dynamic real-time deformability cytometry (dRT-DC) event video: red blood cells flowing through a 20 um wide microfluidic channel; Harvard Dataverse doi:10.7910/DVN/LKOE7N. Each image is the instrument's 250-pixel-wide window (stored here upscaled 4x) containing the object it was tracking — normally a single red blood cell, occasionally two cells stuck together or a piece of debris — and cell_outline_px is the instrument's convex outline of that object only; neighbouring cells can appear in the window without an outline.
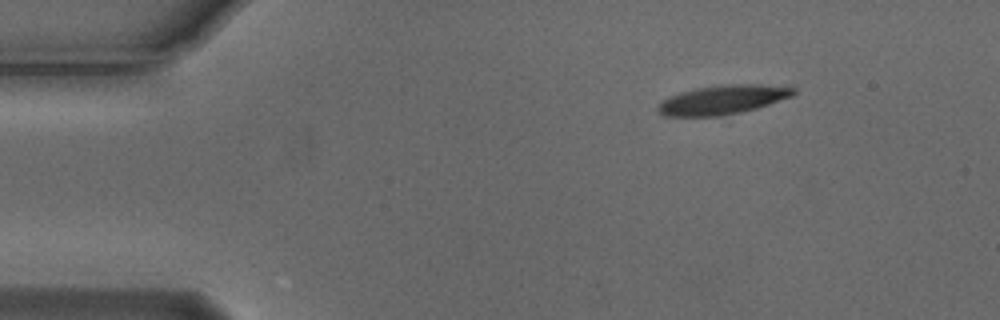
{"species": "Egyptian fruit bat (a non-hibernating species)", "species_latin": "Rousettus aegyptiacus", "temperature_condition": "cold", "stored_images_in_passage": 3, "camera_frame_rate_fps": 3000, "um_per_image_px": 0.085, "animal": {"sex": "male"}, "frame": {"image": 1, "passage_image": 3, "time_ms": 0.667, "image_size_px": [1000, 320], "cell_outline_px": [[796, 92], [792, 96], [756, 108], [740, 112], [720, 116], [664, 116], [656, 108], [660, 100], [680, 92], [696, 88], [720, 84], [760, 84], [796, 88]], "centroid_in_image_um": [61.39, 8.47], "position_along_channel_um": 23.6, "area_um2": 23.0}}